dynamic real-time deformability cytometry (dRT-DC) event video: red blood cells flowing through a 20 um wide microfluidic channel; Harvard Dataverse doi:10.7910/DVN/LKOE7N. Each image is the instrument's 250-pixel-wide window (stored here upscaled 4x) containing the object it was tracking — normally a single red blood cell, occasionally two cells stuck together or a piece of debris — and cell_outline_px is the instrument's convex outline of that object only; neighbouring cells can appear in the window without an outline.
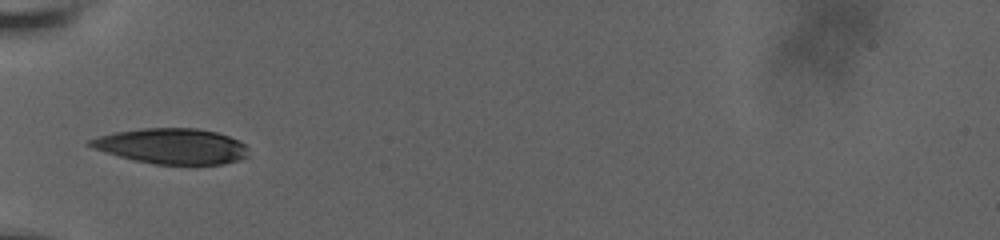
{"species": "human", "species_latin": "Homo sapiens", "temperature_condition": "room temperature", "stored_images_in_passage": 28, "camera_frame_rate_fps": 3000, "um_per_image_px": 0.085, "donor": {"sex": "male"}, "frame": {"image": 1, "passage_image": 1, "time_ms": 0.0, "image_size_px": [1000, 240], "cell_outline_px": [[248, 156], [240, 160], [224, 164], [156, 164], [136, 160], [120, 156], [92, 148], [84, 144], [88, 140], [100, 136], [116, 132], [140, 128], [196, 128], [216, 132], [228, 136], [244, 144], [248, 148]], "centroid_in_image_um": [14.61, 12.42], "position_along_channel_um": 70.4, "area_um2": 32.6}}
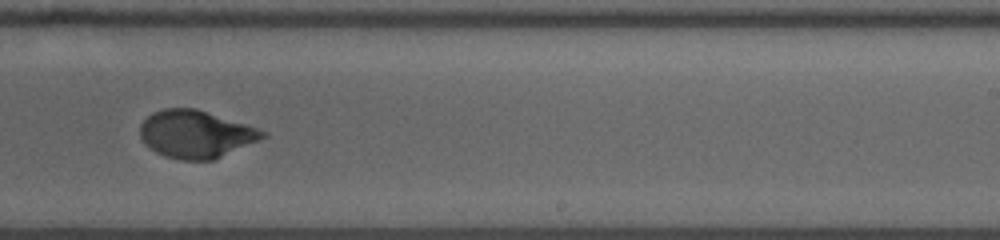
{"frame": {"image": 2, "passage_image": 14, "time_ms": 5.667, "image_size_px": [1000, 240], "cell_outline_px": [[268, 136], [212, 160], [180, 160], [164, 156], [156, 152], [144, 144], [140, 136], [140, 124], [152, 112], [164, 108], [196, 108], [268, 132]], "centroid_in_image_um": [16.6, 11.4], "position_along_channel_um": 272.4, "area_um2": 33.76}}
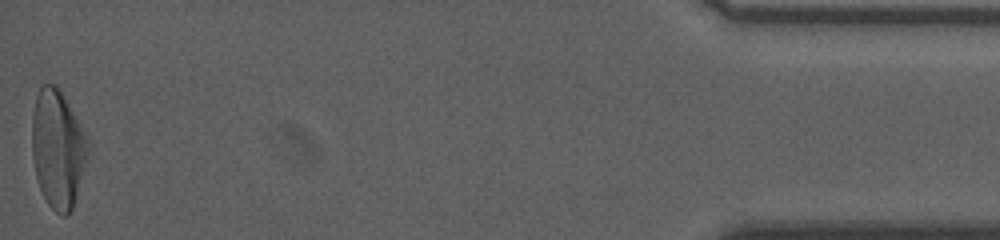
{"frame": {"image": 3, "passage_image": 28, "time_ms": 12.333, "image_size_px": [1000, 240], "cell_outline_px": [[88, 156], [72, 208], [68, 216], [64, 216], [56, 212], [48, 204], [40, 188], [36, 176], [32, 156], [32, 116], [36, 96], [40, 84], [56, 84], [84, 132], [88, 140]], "centroid_in_image_um": [4.89, 12.65], "position_along_channel_um": 430.3, "area_um2": 38.03}, "authors_computed_cell_mechanics": {"area_um2": 34.0731, "velocity_mm_per_s": 3.6362, "shape_relaxation_time_tau1_ms": 4.3714, "shape_relaxation_time_tau2_ms": 0.7737, "deformation_change_tau1": 0.2065, "deformation_change_tau2": 0.0455}}